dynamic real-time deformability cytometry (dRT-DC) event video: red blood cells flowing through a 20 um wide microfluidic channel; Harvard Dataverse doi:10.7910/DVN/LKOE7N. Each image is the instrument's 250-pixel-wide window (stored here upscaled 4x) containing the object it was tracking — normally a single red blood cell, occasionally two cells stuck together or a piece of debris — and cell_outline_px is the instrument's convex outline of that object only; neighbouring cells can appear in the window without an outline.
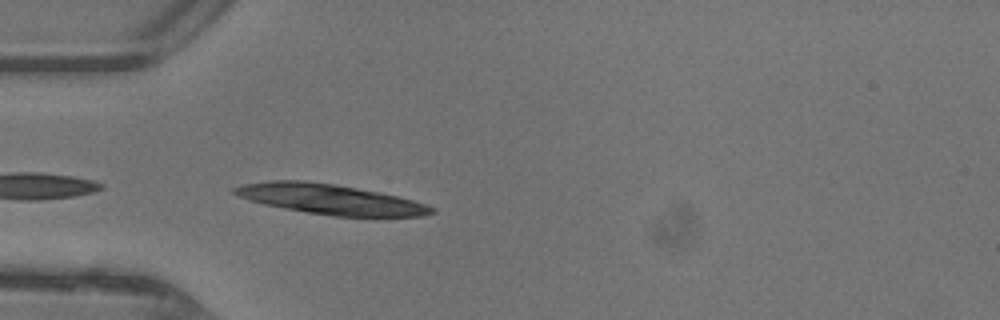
{"species": "common noctule bat (a hibernating species)", "species_latin": "Nyctalus noctula", "temperature_condition": "warm", "stored_images_in_passage": 31, "camera_frame_rate_fps": 3000, "um_per_image_px": 0.085, "animal": {"sex": "female"}, "frame": {"image": 1, "passage_image": 1, "time_ms": 0.0, "image_size_px": [1000, 320], "cell_outline_px": [[436, 212], [424, 216], [332, 216], [284, 208], [264, 204], [248, 200], [232, 192], [232, 188], [244, 184], [272, 180], [304, 180], [332, 184], [380, 192], [412, 200], [436, 208]], "centroid_in_image_um": [28.06, 16.93], "position_along_channel_um": 56.9, "area_um2": 34.16}}